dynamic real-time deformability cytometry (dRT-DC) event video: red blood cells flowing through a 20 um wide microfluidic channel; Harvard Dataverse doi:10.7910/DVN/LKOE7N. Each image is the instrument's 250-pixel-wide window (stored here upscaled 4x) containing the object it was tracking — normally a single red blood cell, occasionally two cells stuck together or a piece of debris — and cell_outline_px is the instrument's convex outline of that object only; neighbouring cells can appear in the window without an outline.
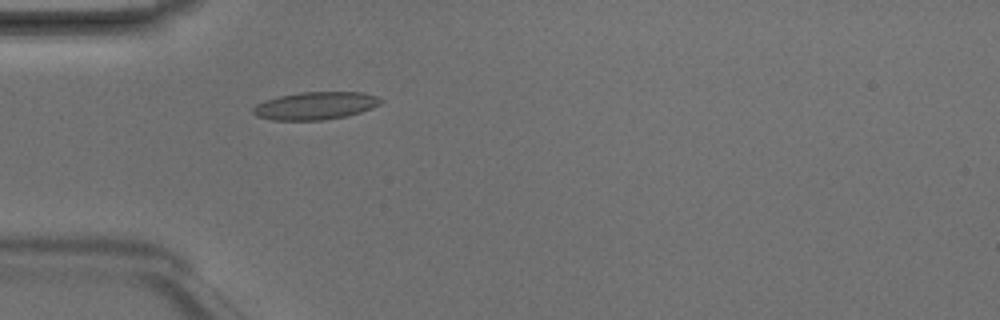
{"species": "Egyptian fruit bat (a non-hibernating species)", "species_latin": "Rousettus aegyptiacus", "temperature_condition": "room temperature", "stored_images_in_passage": 4, "camera_frame_rate_fps": 3000, "um_per_image_px": 0.085, "animal": {"sex": "male"}, "frame": {"image": 1, "passage_image": 4, "time_ms": 1.0, "image_size_px": [1000, 320], "cell_outline_px": [[384, 100], [380, 104], [372, 108], [360, 112], [344, 116], [324, 120], [272, 120], [256, 116], [252, 112], [252, 108], [256, 104], [264, 100], [280, 96], [300, 92], [360, 92], [376, 96]], "centroid_in_image_um": [26.78, 8.98], "position_along_channel_um": 58.2, "area_um2": 20.58}}